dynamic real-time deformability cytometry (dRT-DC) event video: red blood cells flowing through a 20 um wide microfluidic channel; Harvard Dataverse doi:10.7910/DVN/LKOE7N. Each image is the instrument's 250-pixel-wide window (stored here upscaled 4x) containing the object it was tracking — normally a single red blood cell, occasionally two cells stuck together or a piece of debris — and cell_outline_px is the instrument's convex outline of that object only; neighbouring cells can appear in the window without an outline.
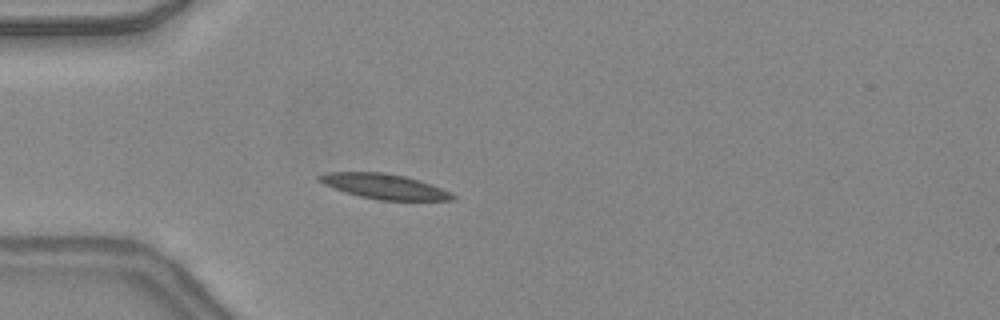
{"species": "common noctule bat (a hibernating species)", "species_latin": "Nyctalus noctula", "temperature_condition": "warm", "stored_images_in_passage": 35, "camera_frame_rate_fps": 3000, "um_per_image_px": 0.085, "animal": {"sex": "female", "body_mass_g": 24.6, "forearm_length_mm": 56.2}, "frame": {"image": 1, "passage_image": 7, "time_ms": 2.0, "image_size_px": [1000, 320], "cell_outline_px": [[456, 196], [452, 200], [380, 200], [360, 196], [324, 184], [316, 180], [316, 176], [328, 172], [384, 172], [404, 176], [440, 188]], "centroid_in_image_um": [32.61, 15.83], "position_along_channel_um": 52.4, "area_um2": 18.96}}
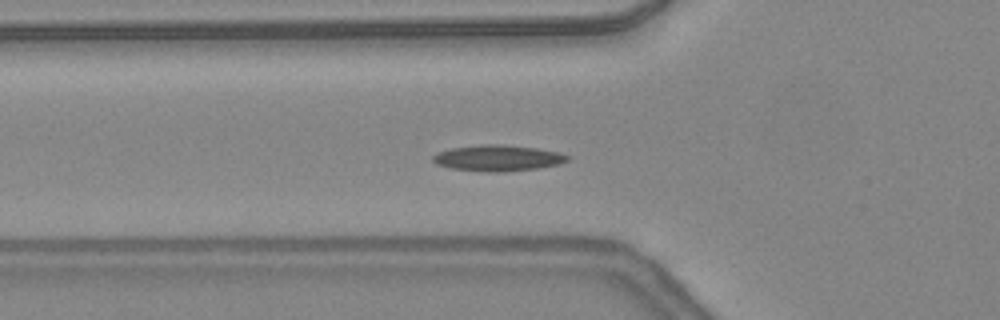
{"frame": {"image": 2, "passage_image": 10, "time_ms": 3.0, "image_size_px": [1000, 320], "cell_outline_px": [[568, 160], [560, 164], [536, 168], [500, 172], [488, 172], [452, 168], [436, 164], [432, 160], [432, 156], [440, 152], [452, 148], [480, 144], [500, 144], [536, 148], [560, 152], [568, 156]], "centroid_in_image_um": [42.32, 13.43], "position_along_channel_um": 83.5, "area_um2": 20.23}}
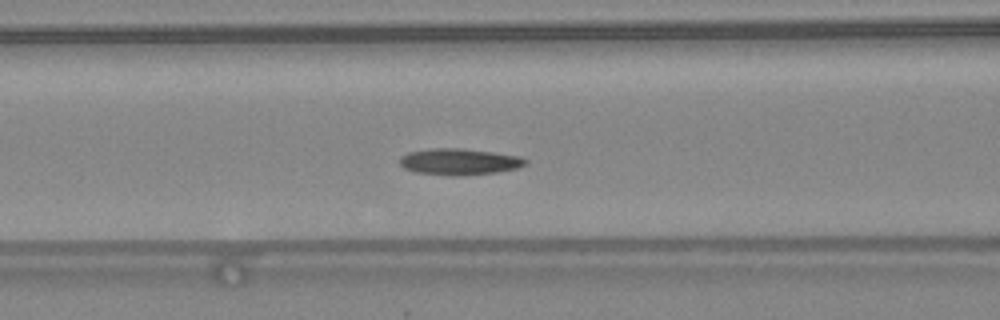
{"frame": {"image": 3, "passage_image": 13, "time_ms": 4.0, "image_size_px": [1000, 320], "cell_outline_px": [[528, 164], [516, 168], [496, 172], [448, 176], [416, 172], [404, 168], [400, 164], [400, 156], [408, 152], [428, 148], [460, 148], [492, 152], [520, 156], [528, 160]], "centroid_in_image_um": [39.02, 13.73], "position_along_channel_um": 127.6, "area_um2": 19.31}, "authors_computed_cell_mechanics": {"area_um2": 18.4382, "velocity_mm_per_s": 4.3343, "shape_relaxation_time_tau1_ms": 5.0457, "shape_relaxation_time_tau2_ms": null, "deformation_change_tau1": 0.1099, "deformation_change_tau2": null}}